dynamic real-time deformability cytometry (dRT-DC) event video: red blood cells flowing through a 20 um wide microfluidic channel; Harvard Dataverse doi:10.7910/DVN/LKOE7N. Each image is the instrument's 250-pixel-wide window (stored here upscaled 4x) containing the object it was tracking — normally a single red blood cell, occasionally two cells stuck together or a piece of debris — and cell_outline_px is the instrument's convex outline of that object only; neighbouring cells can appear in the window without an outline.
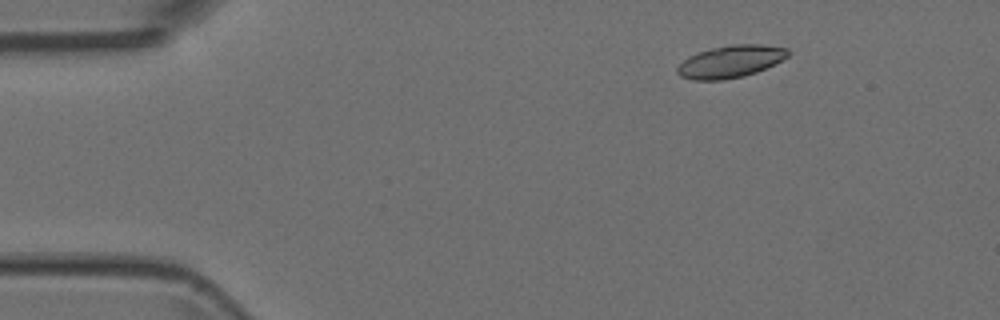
{"species": "Egyptian fruit bat (a non-hibernating species)", "species_latin": "Rousettus aegyptiacus", "temperature_condition": "room temperature", "stored_images_in_passage": 46, "camera_frame_rate_fps": 3000, "um_per_image_px": 0.085, "animal": {"sex": "female"}, "frame": {"image": 1, "passage_image": 4, "time_ms": 1.0, "image_size_px": [1000, 320], "cell_outline_px": [[792, 52], [788, 56], [756, 72], [744, 76], [724, 80], [692, 80], [680, 76], [676, 72], [676, 68], [688, 56], [712, 48], [732, 44], [764, 44], [788, 48]], "centroid_in_image_um": [62.09, 5.23], "position_along_channel_um": 22.9, "area_um2": 20.81}}
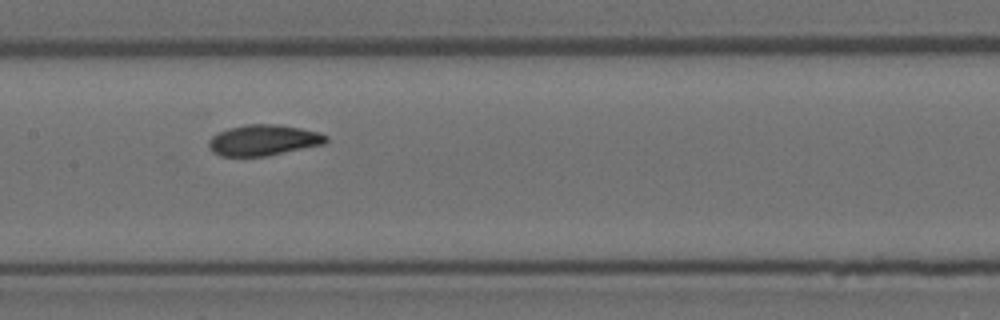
{"frame": {"image": 2, "passage_image": 22, "time_ms": 7.0, "image_size_px": [1000, 320], "cell_outline_px": [[328, 140], [324, 144], [268, 156], [220, 156], [212, 152], [208, 148], [208, 140], [212, 136], [228, 128], [244, 124], [280, 124], [320, 132], [328, 136]], "centroid_in_image_um": [22.39, 11.91], "position_along_channel_um": 185.0, "area_um2": 21.33}}
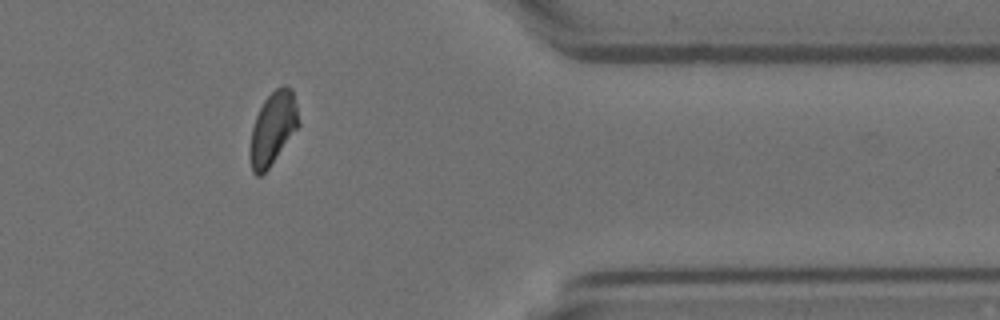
{"frame": {"image": 3, "passage_image": 39, "time_ms": 12.667, "image_size_px": [1000, 320], "cell_outline_px": [[300, 124], [268, 168], [260, 176], [256, 176], [252, 172], [252, 128], [256, 116], [264, 100], [276, 88], [292, 88], [296, 104]], "centroid_in_image_um": [23.22, 10.89], "position_along_channel_um": 388.2, "area_um2": 19.65}}